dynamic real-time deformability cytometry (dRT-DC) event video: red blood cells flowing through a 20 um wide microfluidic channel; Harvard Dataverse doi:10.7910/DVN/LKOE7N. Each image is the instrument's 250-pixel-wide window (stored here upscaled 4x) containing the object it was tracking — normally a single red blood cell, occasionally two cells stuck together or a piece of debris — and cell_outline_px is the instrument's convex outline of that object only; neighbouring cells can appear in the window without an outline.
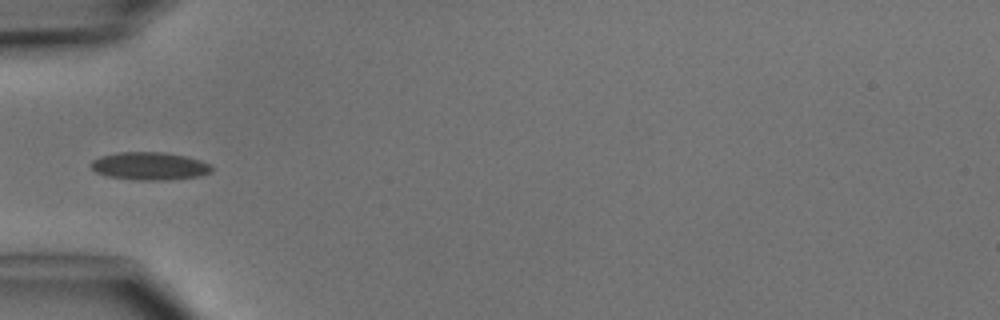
{"species": "common noctule bat (a hibernating species)", "species_latin": "Nyctalus noctula", "temperature_condition": "cold", "stored_images_in_passage": 6, "camera_frame_rate_fps": 3000, "um_per_image_px": 0.085, "animal": {"sex": "male", "body_mass_g": 15.6}, "frame": {"image": 1, "passage_image": 5, "time_ms": 4.667, "image_size_px": [1000, 320], "cell_outline_px": [[212, 172], [200, 176], [168, 180], [136, 180], [108, 176], [96, 172], [92, 168], [92, 160], [100, 156], [116, 152], [164, 152], [188, 156], [212, 164]], "centroid_in_image_um": [12.76, 14.11], "position_along_channel_um": 72.2, "area_um2": 19.77}}